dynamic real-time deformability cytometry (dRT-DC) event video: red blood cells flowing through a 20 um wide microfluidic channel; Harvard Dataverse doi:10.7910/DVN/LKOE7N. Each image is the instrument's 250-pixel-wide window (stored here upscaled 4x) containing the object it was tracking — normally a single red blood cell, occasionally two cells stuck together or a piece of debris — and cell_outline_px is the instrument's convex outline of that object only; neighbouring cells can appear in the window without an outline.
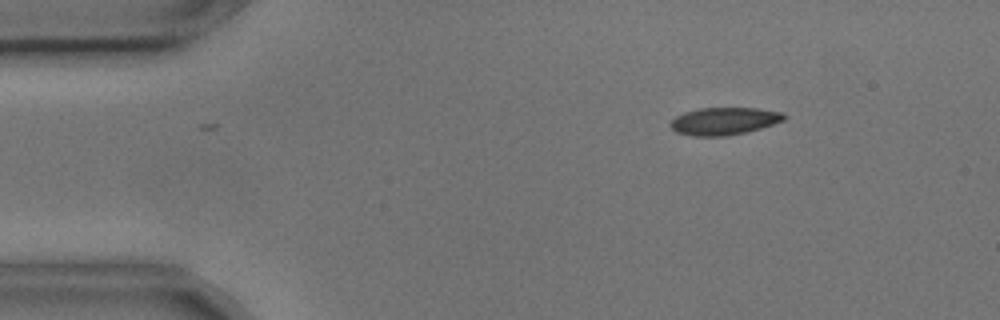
{"species": "common noctule bat (a hibernating species)", "species_latin": "Nyctalus noctula", "temperature_condition": "cold", "stored_images_in_passage": 4, "camera_frame_rate_fps": 3000, "um_per_image_px": 0.085, "animal": {"sex": "male", "body_mass_g": 17.9, "forearm_length_mm": 54.2}, "frame": {"image": 1, "passage_image": 2, "time_ms": 0.333, "image_size_px": [1000, 320], "cell_outline_px": [[788, 116], [784, 120], [760, 128], [744, 132], [724, 136], [692, 136], [676, 132], [668, 124], [676, 116], [684, 112], [696, 108], [756, 108], [784, 112]], "centroid_in_image_um": [61.54, 10.28], "position_along_channel_um": 23.5, "area_um2": 18.21}}